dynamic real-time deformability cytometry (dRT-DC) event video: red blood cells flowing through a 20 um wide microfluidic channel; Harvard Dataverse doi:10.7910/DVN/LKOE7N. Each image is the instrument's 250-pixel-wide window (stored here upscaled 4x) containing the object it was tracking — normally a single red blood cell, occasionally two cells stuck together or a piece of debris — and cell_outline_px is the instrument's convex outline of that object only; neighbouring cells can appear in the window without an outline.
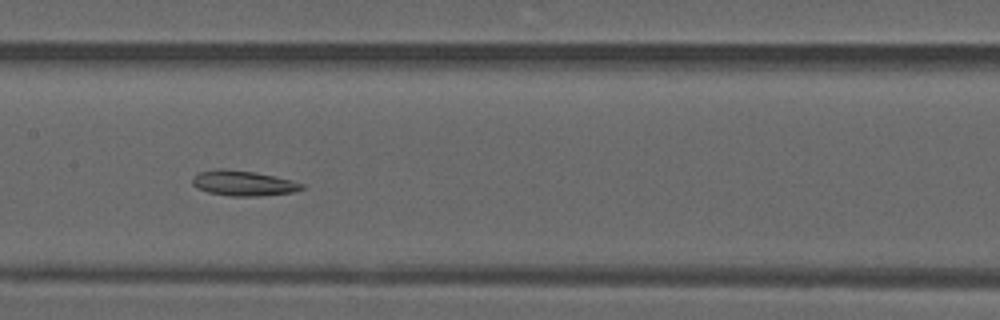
{"species": "common noctule bat (a hibernating species)", "species_latin": "Nyctalus noctula", "temperature_condition": "warm", "stored_images_in_passage": 27, "camera_frame_rate_fps": 3000, "um_per_image_px": 0.085, "animal": {"sex": "male", "forearm_length_mm": 52.5}, "frame": {"image": 1, "passage_image": 12, "time_ms": 3.667, "image_size_px": [1000, 320], "cell_outline_px": [[304, 188], [292, 192], [260, 196], [228, 196], [208, 192], [196, 188], [192, 184], [192, 176], [200, 172], [216, 168], [228, 168], [256, 172], [276, 176], [292, 180], [304, 184]], "centroid_in_image_um": [20.65, 15.56], "position_along_channel_um": 186.8, "area_um2": 16.36}}
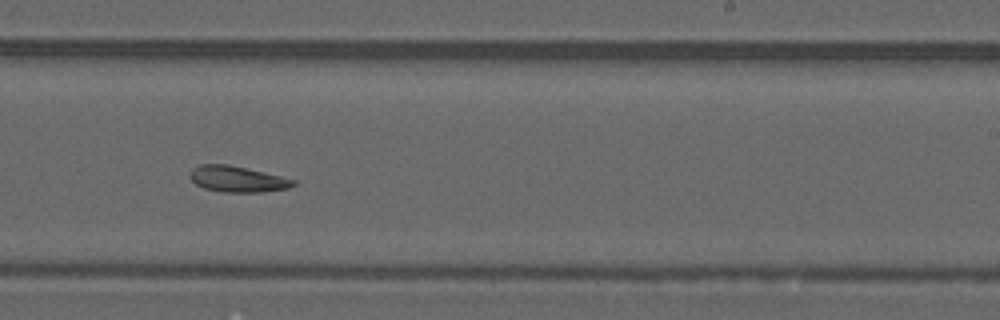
{"frame": {"image": 2, "passage_image": 18, "time_ms": 5.667, "image_size_px": [1000, 320], "cell_outline_px": [[296, 184], [288, 188], [264, 192], [220, 192], [204, 188], [196, 184], [188, 176], [192, 168], [200, 164], [228, 164], [264, 172], [296, 180]], "centroid_in_image_um": [20.16, 15.22], "position_along_channel_um": 268.8, "area_um2": 15.72}}
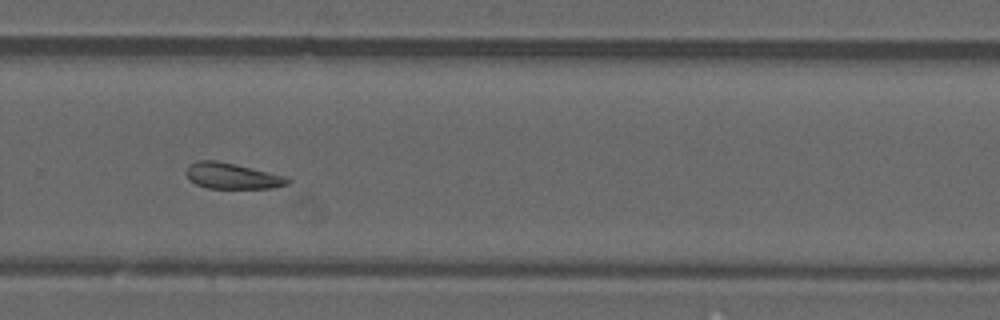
{"frame": {"image": 3, "passage_image": 21, "time_ms": 6.667, "image_size_px": [1000, 320], "cell_outline_px": [[292, 180], [288, 184], [272, 188], [208, 188], [196, 184], [188, 180], [184, 172], [188, 164], [196, 160], [216, 160], [288, 176]], "centroid_in_image_um": [19.7, 14.95], "position_along_channel_um": 310.1, "area_um2": 15.55}, "authors_computed_cell_mechanics": {"area_um2": 16.1262, "velocity_mm_per_s": 4.1264, "shape_relaxation_time_tau1_ms": null, "shape_relaxation_time_tau2_ms": 4.9782, "deformation_change_tau1": null, "deformation_change_tau2": 0.1257}}